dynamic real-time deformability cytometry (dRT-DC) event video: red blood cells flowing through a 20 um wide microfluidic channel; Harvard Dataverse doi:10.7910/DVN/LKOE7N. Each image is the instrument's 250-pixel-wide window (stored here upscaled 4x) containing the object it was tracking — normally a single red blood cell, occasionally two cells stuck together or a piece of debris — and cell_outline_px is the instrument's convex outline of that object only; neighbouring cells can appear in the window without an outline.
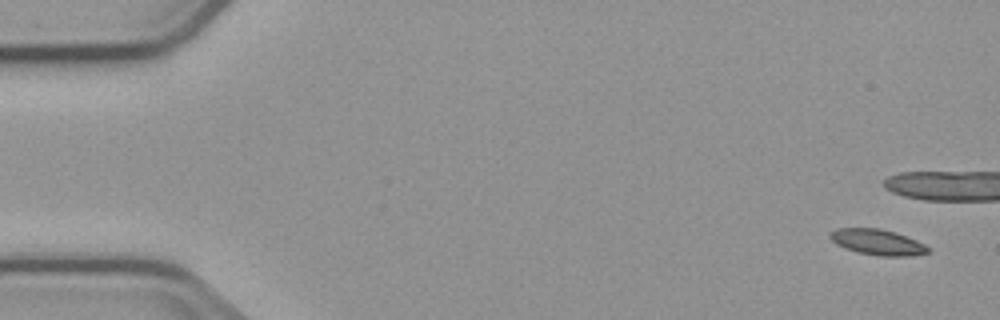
{"species": "common noctule bat (a hibernating species)", "species_latin": "Nyctalus noctula", "temperature_condition": "cold", "stored_images_in_passage": 5, "camera_frame_rate_fps": 3000, "um_per_image_px": 0.085, "animal": {"sex": "male", "body_mass_g": 23.1, "forearm_length_mm": 52.7}, "frame": {"image": 1, "passage_image": 1, "time_ms": 0.0, "image_size_px": [1000, 320], "cell_outline_px": [[928, 252], [912, 256], [880, 256], [856, 252], [844, 248], [836, 244], [828, 236], [836, 228], [880, 228], [896, 232], [916, 240], [924, 244], [928, 248]], "centroid_in_image_um": [74.57, 20.58], "position_along_channel_um": 10.4, "area_um2": 14.68}}